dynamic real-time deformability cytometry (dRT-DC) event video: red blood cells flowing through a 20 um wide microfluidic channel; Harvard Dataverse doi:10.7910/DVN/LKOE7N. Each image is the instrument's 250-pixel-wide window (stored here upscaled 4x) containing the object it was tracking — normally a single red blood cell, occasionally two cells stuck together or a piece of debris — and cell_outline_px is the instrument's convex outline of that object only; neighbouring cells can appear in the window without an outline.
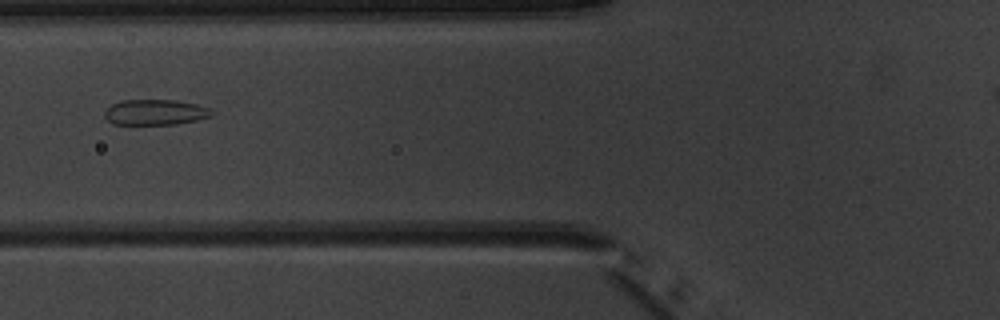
{"species": "common noctule bat (a hibernating species)", "species_latin": "Nyctalus noctula", "temperature_condition": "warm", "stored_images_in_passage": 2, "camera_frame_rate_fps": 3000, "um_per_image_px": 0.085, "animal": {"sex": "male", "body_mass_g": 20.1, "forearm_length_mm": 53.5}, "frame": {"image": 1, "passage_image": 2, "time_ms": 1.0, "image_size_px": [1000, 320], "cell_outline_px": [[216, 112], [212, 116], [196, 120], [176, 124], [112, 124], [104, 116], [104, 112], [112, 104], [120, 100], [176, 100], [196, 104], [212, 108]], "centroid_in_image_um": [13.24, 9.53], "position_along_channel_um": 112.6, "area_um2": 16.07}}